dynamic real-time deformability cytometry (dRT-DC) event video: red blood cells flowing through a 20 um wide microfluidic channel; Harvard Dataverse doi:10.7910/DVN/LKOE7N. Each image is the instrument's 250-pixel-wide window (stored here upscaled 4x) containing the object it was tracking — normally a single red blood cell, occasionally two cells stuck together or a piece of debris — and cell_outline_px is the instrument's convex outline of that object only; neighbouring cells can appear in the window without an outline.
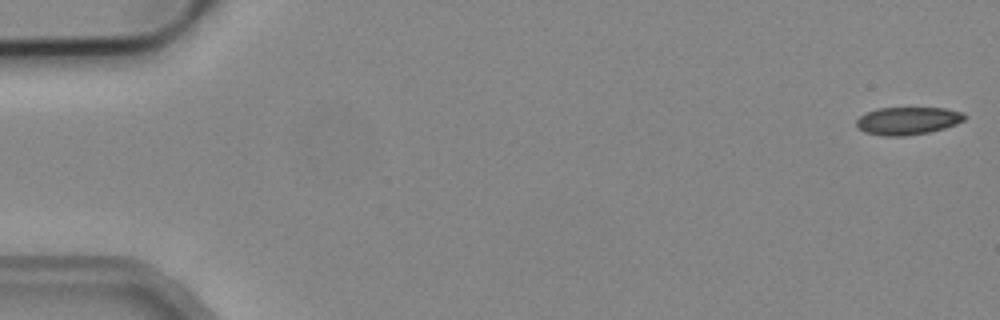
{"species": "common noctule bat (a hibernating species)", "species_latin": "Nyctalus noctula", "temperature_condition": "cold", "stored_images_in_passage": 6, "camera_frame_rate_fps": 3000, "um_per_image_px": 0.085, "animal": {"sex": "male", "body_mass_g": 19.2, "forearm_length_mm": 51.8}, "frame": {"image": 1, "passage_image": 1, "time_ms": 0.0, "image_size_px": [1000, 320], "cell_outline_px": [[968, 116], [964, 120], [956, 124], [944, 128], [928, 132], [904, 136], [884, 136], [864, 132], [856, 124], [856, 120], [860, 116], [876, 108], [944, 108], [964, 112]], "centroid_in_image_um": [77.18, 10.26], "position_along_channel_um": 7.8, "area_um2": 17.46}}
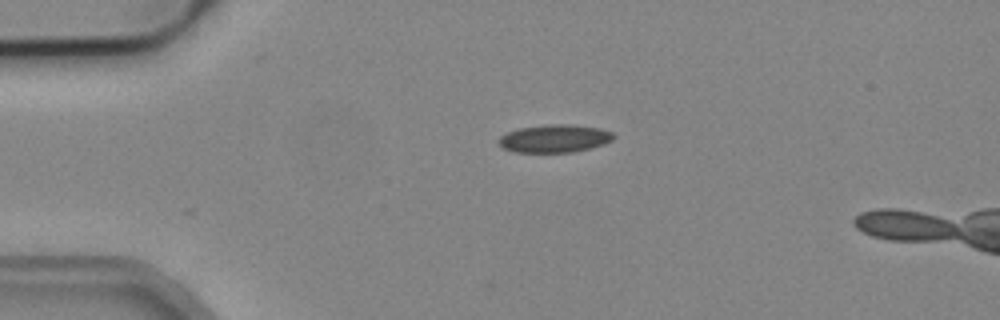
{"frame": {"image": 2, "passage_image": 4, "time_ms": 1.0, "image_size_px": [1000, 320], "cell_outline_px": [[616, 136], [612, 140], [604, 144], [572, 152], [516, 152], [504, 148], [500, 144], [500, 136], [508, 132], [520, 128], [548, 124], [572, 124], [600, 128], [612, 132]], "centroid_in_image_um": [47.18, 11.76], "position_along_channel_um": 37.8, "area_um2": 18.5}}